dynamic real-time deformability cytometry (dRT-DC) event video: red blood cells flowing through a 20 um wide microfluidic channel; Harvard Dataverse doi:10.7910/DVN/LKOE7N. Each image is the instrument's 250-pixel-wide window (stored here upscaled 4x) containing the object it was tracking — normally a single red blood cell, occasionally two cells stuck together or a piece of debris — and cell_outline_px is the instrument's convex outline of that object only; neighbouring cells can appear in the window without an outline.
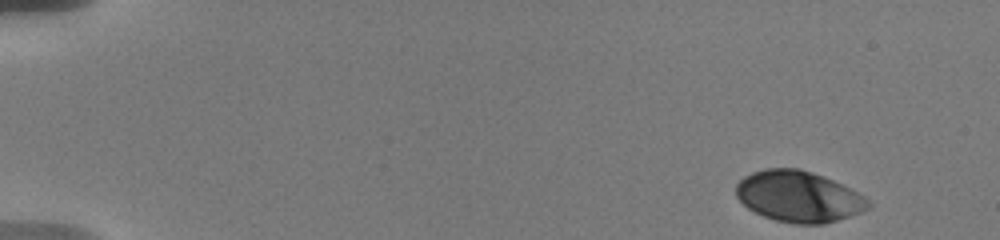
{"species": "human", "species_latin": "Homo sapiens", "temperature_condition": "warm", "stored_images_in_passage": 11, "camera_frame_rate_fps": 3000, "um_per_image_px": 0.085, "donor": {"sex": "male"}, "frame": {"image": 1, "passage_image": 1, "time_ms": 0.0, "image_size_px": [1000, 240], "cell_outline_px": [[872, 204], [868, 208], [860, 212], [824, 224], [792, 224], [776, 220], [764, 216], [748, 208], [736, 196], [736, 184], [744, 176], [752, 172], [764, 168], [800, 168], [824, 176], [852, 188], [864, 196]], "centroid_in_image_um": [67.89, 16.69], "position_along_channel_um": 17.1, "area_um2": 39.42}}
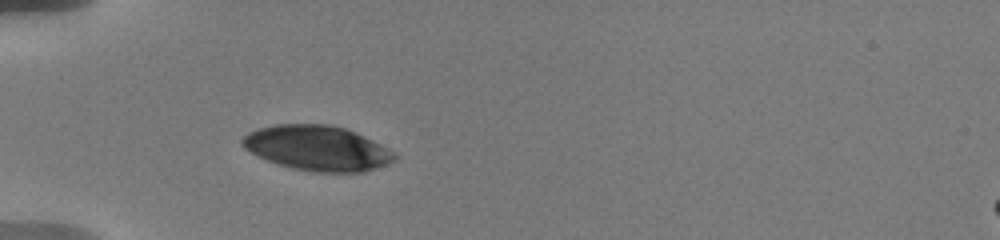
{"frame": {"image": 2, "passage_image": 7, "time_ms": 4.667, "image_size_px": [1000, 240], "cell_outline_px": [[400, 156], [396, 160], [364, 172], [316, 172], [292, 168], [268, 160], [244, 148], [240, 140], [248, 132], [256, 128], [276, 124], [332, 124], [344, 128], [364, 136], [396, 152]], "centroid_in_image_um": [26.99, 12.58], "position_along_channel_um": 58.0, "area_um2": 39.88}}
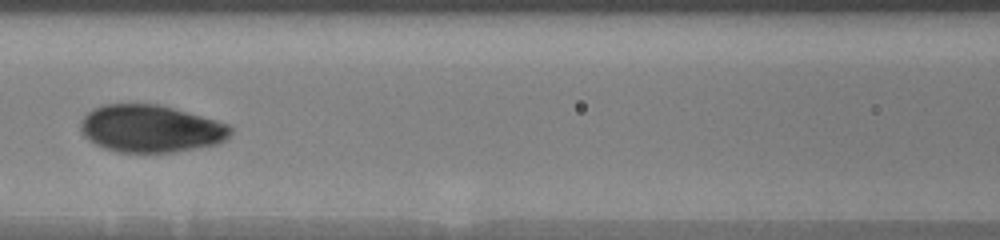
{"frame": {"image": 3, "passage_image": 10, "time_ms": 7.667, "image_size_px": [1000, 240], "cell_outline_px": [[232, 132], [224, 140], [216, 144], [172, 152], [116, 152], [104, 148], [88, 140], [80, 132], [80, 120], [92, 108], [104, 104], [160, 104], [216, 120], [228, 124], [232, 128]], "centroid_in_image_um": [12.76, 10.93], "position_along_channel_um": 153.8, "area_um2": 41.44}}